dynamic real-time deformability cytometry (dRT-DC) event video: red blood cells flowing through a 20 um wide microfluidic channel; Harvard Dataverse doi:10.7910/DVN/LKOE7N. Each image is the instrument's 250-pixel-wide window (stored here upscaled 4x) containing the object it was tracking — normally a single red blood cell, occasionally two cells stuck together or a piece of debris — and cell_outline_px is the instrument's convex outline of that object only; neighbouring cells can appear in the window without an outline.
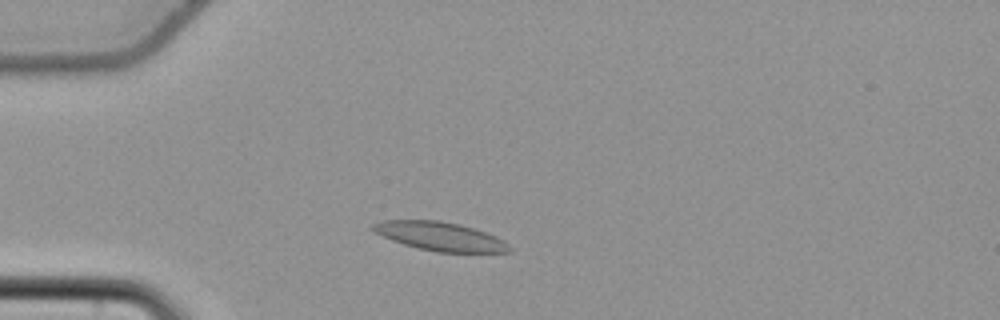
{"species": "common noctule bat (a hibernating species)", "species_latin": "Nyctalus noctula", "temperature_condition": "cold", "stored_images_in_passage": 48, "camera_frame_rate_fps": 3000, "um_per_image_px": 0.085, "animal": {"sex": "female", "body_mass_g": 22.7, "forearm_length_mm": 54.2}, "frame": {"image": 1, "passage_image": 8, "time_ms": 2.333, "image_size_px": [1000, 320], "cell_outline_px": [[512, 252], [436, 252], [404, 244], [392, 240], [368, 228], [372, 224], [380, 220], [440, 220], [460, 224], [496, 236], [504, 240], [512, 248]], "centroid_in_image_um": [37.41, 20.08], "position_along_channel_um": 47.6, "area_um2": 22.77}}
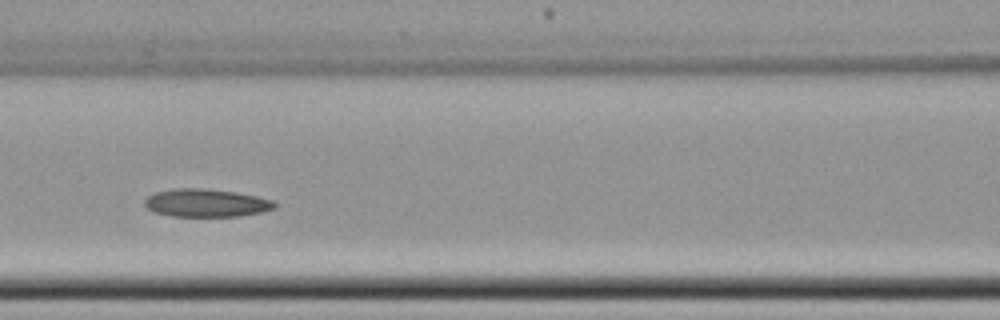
{"frame": {"image": 2, "passage_image": 18, "time_ms": 5.667, "image_size_px": [1000, 320], "cell_outline_px": [[276, 208], [260, 212], [240, 216], [172, 216], [152, 212], [144, 204], [144, 200], [152, 192], [172, 188], [204, 188], [236, 192], [276, 200]], "centroid_in_image_um": [17.51, 17.24], "position_along_channel_um": 149.1, "area_um2": 21.44}}
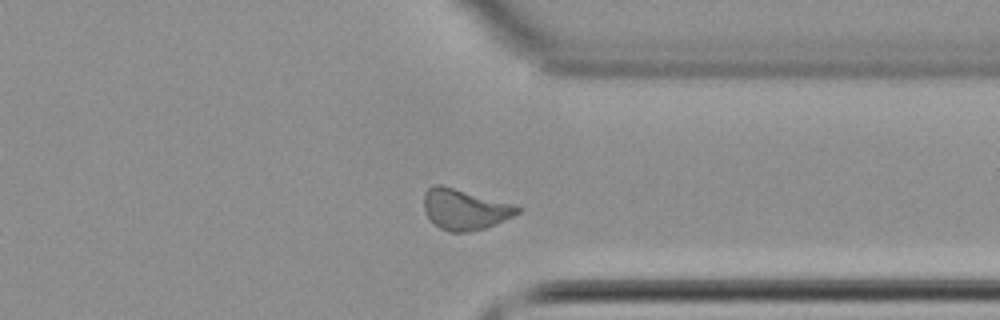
{"frame": {"image": 3, "passage_image": 36, "time_ms": 11.667, "image_size_px": [1000, 320], "cell_outline_px": [[520, 212], [496, 224], [484, 228], [468, 232], [448, 232], [432, 224], [424, 208], [424, 192], [428, 188], [436, 184], [440, 184], [512, 204], [520, 208]], "centroid_in_image_um": [39.45, 17.81], "position_along_channel_um": 371.9, "area_um2": 21.96}, "authors_computed_cell_mechanics": {"area_um2": 21.8773, "velocity_mm_per_s": 3.7215, "shape_relaxation_time_tau1_ms": null, "shape_relaxation_time_tau2_ms": 3.8199, "deformation_change_tau1": null, "deformation_change_tau2": 0.0851}}